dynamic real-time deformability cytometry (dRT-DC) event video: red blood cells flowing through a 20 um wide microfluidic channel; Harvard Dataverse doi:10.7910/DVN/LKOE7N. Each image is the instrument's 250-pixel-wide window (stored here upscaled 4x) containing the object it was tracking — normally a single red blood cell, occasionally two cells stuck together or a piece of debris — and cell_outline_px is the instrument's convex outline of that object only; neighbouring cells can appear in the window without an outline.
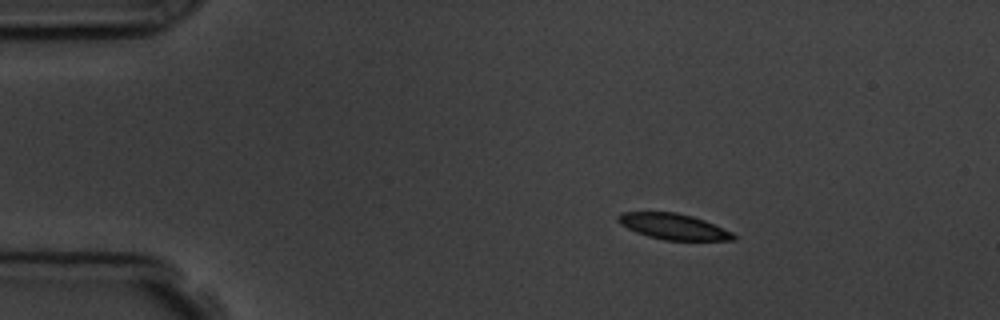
{"species": "common noctule bat (a hibernating species)", "species_latin": "Nyctalus noctula", "temperature_condition": "room temperature", "stored_images_in_passage": 3, "camera_frame_rate_fps": 3000, "um_per_image_px": 0.085, "animal": {"sex": "male", "body_mass_g": 19.5, "forearm_length_mm": 54.6}, "frame": {"image": 1, "passage_image": 1, "time_ms": 0.0, "image_size_px": [1000, 320], "cell_outline_px": [[736, 240], [664, 240], [648, 236], [636, 232], [620, 224], [616, 220], [616, 216], [620, 212], [676, 212], [692, 216], [704, 220], [732, 232], [736, 236]], "centroid_in_image_um": [57.21, 19.25], "position_along_channel_um": 27.8, "area_um2": 17.34}}